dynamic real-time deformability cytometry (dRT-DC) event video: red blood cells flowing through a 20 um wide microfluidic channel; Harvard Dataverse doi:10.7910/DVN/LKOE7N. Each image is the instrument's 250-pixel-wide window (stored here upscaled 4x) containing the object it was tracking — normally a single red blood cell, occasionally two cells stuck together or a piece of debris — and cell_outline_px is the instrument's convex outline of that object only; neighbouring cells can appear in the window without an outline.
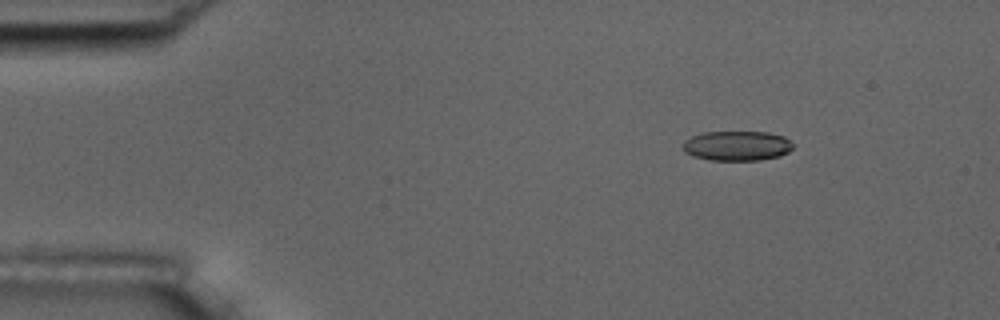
{"species": "common noctule bat (a hibernating species)", "species_latin": "Nyctalus noctula", "temperature_condition": "room temperature", "stored_images_in_passage": 11, "camera_frame_rate_fps": 3000, "um_per_image_px": 0.085, "animal": {"sex": "male", "body_mass_g": 17.5, "forearm_length_mm": 52.3}, "frame": {"image": 1, "passage_image": 2, "time_ms": 2.0, "image_size_px": [1000, 320], "cell_outline_px": [[792, 148], [788, 152], [780, 156], [760, 160], [708, 160], [692, 156], [684, 152], [684, 140], [692, 136], [704, 132], [768, 132], [784, 136], [792, 144]], "centroid_in_image_um": [62.63, 12.4], "position_along_channel_um": 22.4, "area_um2": 19.13}}
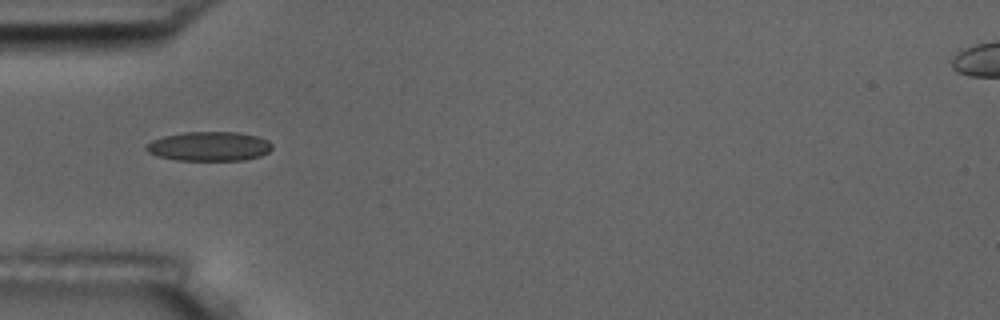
{"frame": {"image": 2, "passage_image": 5, "time_ms": 5.333, "image_size_px": [1000, 320], "cell_outline_px": [[272, 148], [268, 152], [260, 156], [244, 160], [176, 160], [156, 156], [148, 152], [144, 148], [144, 144], [152, 140], [164, 136], [184, 132], [236, 132], [256, 136], [268, 140], [272, 144]], "centroid_in_image_um": [17.74, 12.44], "position_along_channel_um": 67.3, "area_um2": 21.62}}
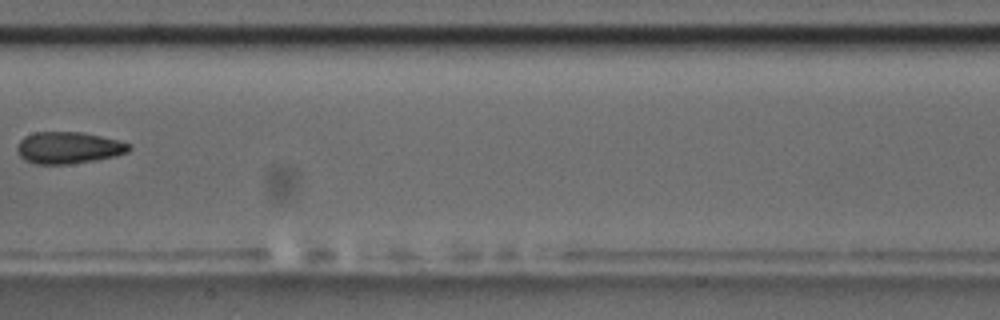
{"frame": {"image": 3, "passage_image": 8, "time_ms": 9.0, "image_size_px": [1000, 320], "cell_outline_px": [[132, 148], [128, 152], [116, 156], [96, 160], [68, 164], [36, 164], [24, 160], [20, 156], [16, 148], [20, 140], [24, 136], [36, 132], [84, 132], [120, 140], [132, 144]], "centroid_in_image_um": [5.86, 12.55], "position_along_channel_um": 201.5, "area_um2": 20.98}}